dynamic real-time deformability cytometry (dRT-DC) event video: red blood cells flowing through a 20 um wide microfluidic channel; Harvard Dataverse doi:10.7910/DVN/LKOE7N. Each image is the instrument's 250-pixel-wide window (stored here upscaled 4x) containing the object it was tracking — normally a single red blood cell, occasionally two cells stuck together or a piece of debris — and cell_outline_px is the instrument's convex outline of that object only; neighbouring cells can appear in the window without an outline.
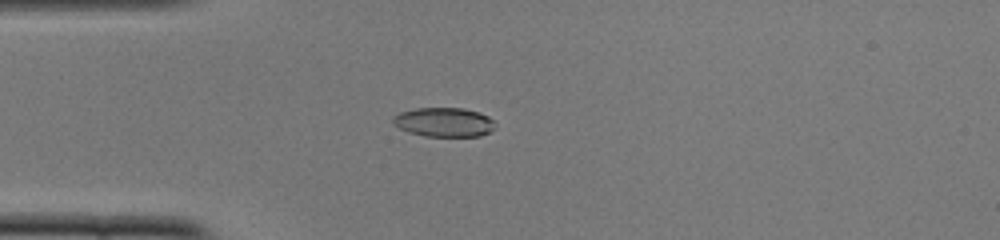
{"species": "common noctule bat (a hibernating species)", "species_latin": "Nyctalus noctula", "temperature_condition": "cold", "stored_images_in_passage": 52, "camera_frame_rate_fps": 3000, "um_per_image_px": 0.085, "animal": {"sex": "female", "body_mass_g": 22.0, "forearm_length_mm": 56.7}, "frame": {"image": 1, "passage_image": 14, "time_ms": 4.333, "image_size_px": [1000, 240], "cell_outline_px": [[496, 128], [480, 136], [424, 136], [408, 132], [400, 128], [392, 120], [392, 116], [400, 112], [416, 108], [464, 108], [480, 112], [488, 116], [496, 124]], "centroid_in_image_um": [37.76, 10.38], "position_along_channel_um": 47.2, "area_um2": 17.46}}
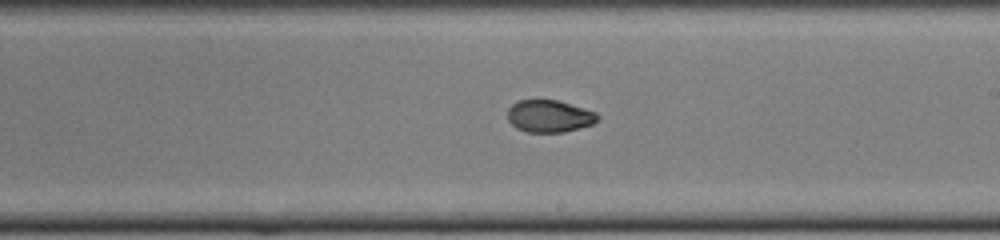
{"frame": {"image": 2, "passage_image": 30, "time_ms": 9.667, "image_size_px": [1000, 240], "cell_outline_px": [[600, 120], [592, 124], [564, 132], [528, 132], [516, 128], [508, 120], [508, 108], [512, 104], [520, 100], [556, 100], [584, 108], [596, 112], [600, 116]], "centroid_in_image_um": [46.71, 9.87], "position_along_channel_um": 242.3, "area_um2": 16.88}}
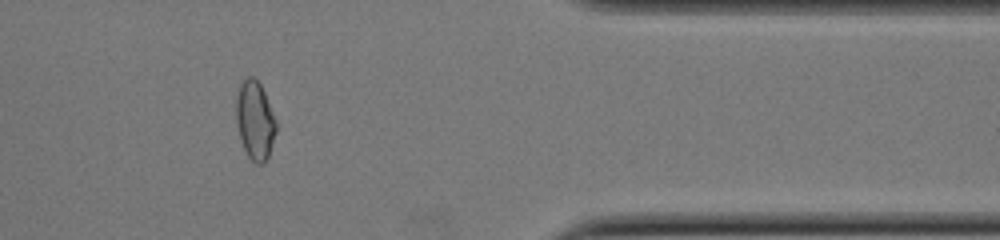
{"frame": {"image": 3, "passage_image": 43, "time_ms": 14.0, "image_size_px": [1000, 240], "cell_outline_px": [[276, 132], [268, 156], [264, 164], [256, 164], [248, 156], [240, 140], [236, 124], [236, 96], [240, 84], [248, 76], [252, 76], [260, 84], [264, 92], [276, 120]], "centroid_in_image_um": [21.66, 10.24], "position_along_channel_um": 389.7, "area_um2": 18.26}, "authors_computed_cell_mechanics": {"area_um2": 17.918, "velocity_mm_per_s": 3.8921, "shape_relaxation_time_tau1_ms": 7.5849, "shape_relaxation_time_tau2_ms": 1.8099, "deformation_change_tau1": 0.221, "deformation_change_tau2": 0.0343}}